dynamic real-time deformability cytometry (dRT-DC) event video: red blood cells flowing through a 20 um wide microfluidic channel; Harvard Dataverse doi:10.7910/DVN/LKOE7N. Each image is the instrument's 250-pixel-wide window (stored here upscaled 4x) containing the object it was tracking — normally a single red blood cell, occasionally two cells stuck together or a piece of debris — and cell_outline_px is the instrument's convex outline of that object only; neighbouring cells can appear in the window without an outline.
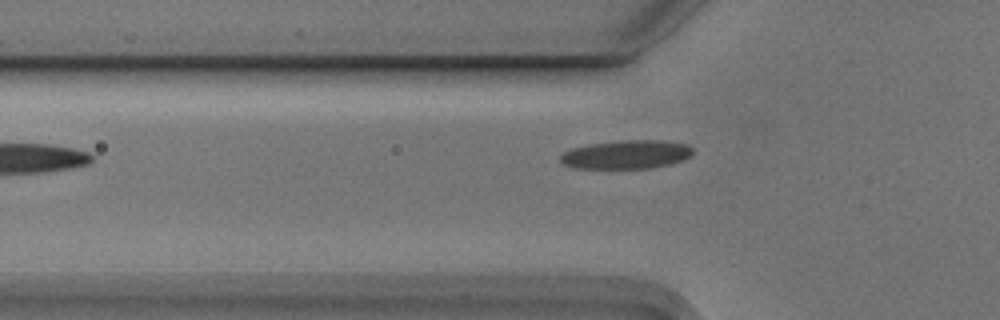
{"species": "Egyptian fruit bat (a non-hibernating species)", "species_latin": "Rousettus aegyptiacus", "temperature_condition": "cold", "stored_images_in_passage": 5, "camera_frame_rate_fps": 3000, "um_per_image_px": 0.085, "animal": {"sex": "male"}, "frame": {"image": 1, "passage_image": 5, "time_ms": 1.333, "image_size_px": [1000, 320], "cell_outline_px": [[692, 156], [684, 160], [652, 168], [576, 168], [564, 164], [560, 160], [560, 156], [564, 152], [572, 148], [592, 144], [624, 140], [664, 140], [688, 144], [692, 148]], "centroid_in_image_um": [53.29, 13.13], "position_along_channel_um": 72.5, "area_um2": 22.02}}